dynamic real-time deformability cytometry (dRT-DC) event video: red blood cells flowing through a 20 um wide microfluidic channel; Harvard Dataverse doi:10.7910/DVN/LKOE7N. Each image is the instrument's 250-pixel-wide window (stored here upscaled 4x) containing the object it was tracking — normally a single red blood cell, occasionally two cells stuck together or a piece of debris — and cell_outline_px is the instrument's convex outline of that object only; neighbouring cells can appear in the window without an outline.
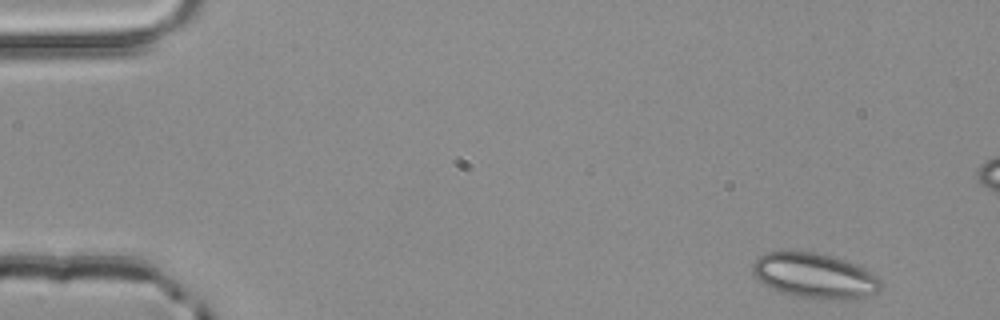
{"species": "common noctule bat (a hibernating species)", "species_latin": "Nyctalus noctula", "temperature_condition": "room temperature", "stored_images_in_passage": 4, "camera_frame_rate_fps": 3000, "um_per_image_px": 0.085, "animal": {"sex": "male", "body_mass_g": 20.4}, "frame": {"image": 1, "passage_image": 1, "time_ms": 0.0, "image_size_px": [1000, 320], "cell_outline_px": [[880, 292], [848, 300], [820, 300], [796, 296], [772, 288], [764, 284], [752, 272], [752, 264], [764, 252], [816, 252], [832, 256], [856, 264], [864, 268], [876, 276], [880, 280]], "centroid_in_image_um": [69.27, 23.45], "position_along_channel_um": 15.7, "area_um2": 33.58}}